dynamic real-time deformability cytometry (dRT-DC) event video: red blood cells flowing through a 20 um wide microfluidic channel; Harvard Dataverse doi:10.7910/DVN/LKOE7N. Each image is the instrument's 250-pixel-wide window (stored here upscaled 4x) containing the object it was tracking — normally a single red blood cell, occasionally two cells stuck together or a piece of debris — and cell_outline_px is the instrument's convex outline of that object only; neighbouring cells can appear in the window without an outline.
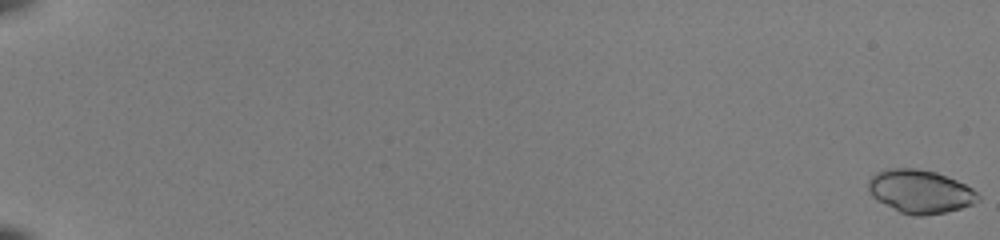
{"species": "common noctule bat (a hibernating species)", "species_latin": "Nyctalus noctula", "temperature_condition": "room temperature", "stored_images_in_passage": 54, "camera_frame_rate_fps": 3000, "um_per_image_px": 0.085, "animal": {"sex": "female", "body_mass_g": 22.0, "forearm_length_mm": 56.7}, "frame": {"image": 1, "passage_image": 1, "time_ms": 0.0, "image_size_px": [1000, 240], "cell_outline_px": [[980, 200], [972, 204], [960, 208], [944, 212], [924, 216], [912, 216], [900, 212], [876, 200], [868, 192], [868, 180], [876, 172], [884, 168], [916, 168], [936, 172], [956, 180], [972, 188], [980, 196]], "centroid_in_image_um": [78.18, 16.27], "position_along_channel_um": 6.8, "area_um2": 27.86}}
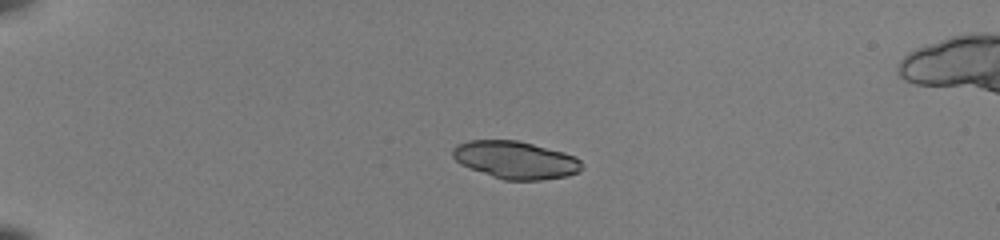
{"frame": {"image": 2, "passage_image": 16, "time_ms": 5.0, "image_size_px": [1000, 240], "cell_outline_px": [[584, 168], [580, 172], [568, 176], [540, 180], [504, 180], [492, 176], [460, 164], [452, 156], [452, 148], [456, 144], [468, 140], [516, 140], [564, 152], [576, 156], [584, 164]], "centroid_in_image_um": [43.85, 13.59], "position_along_channel_um": 41.2, "area_um2": 28.5}}